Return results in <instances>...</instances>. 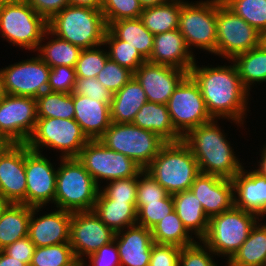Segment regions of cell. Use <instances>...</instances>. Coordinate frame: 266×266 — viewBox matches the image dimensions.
Instances as JSON below:
<instances>
[{
  "instance_id": "cell-8",
  "label": "cell",
  "mask_w": 266,
  "mask_h": 266,
  "mask_svg": "<svg viewBox=\"0 0 266 266\" xmlns=\"http://www.w3.org/2000/svg\"><path fill=\"white\" fill-rule=\"evenodd\" d=\"M110 150L122 153L145 170L166 143L154 132L144 130L132 123L110 126L99 138Z\"/></svg>"
},
{
  "instance_id": "cell-40",
  "label": "cell",
  "mask_w": 266,
  "mask_h": 266,
  "mask_svg": "<svg viewBox=\"0 0 266 266\" xmlns=\"http://www.w3.org/2000/svg\"><path fill=\"white\" fill-rule=\"evenodd\" d=\"M261 34L266 32V0H222Z\"/></svg>"
},
{
  "instance_id": "cell-9",
  "label": "cell",
  "mask_w": 266,
  "mask_h": 266,
  "mask_svg": "<svg viewBox=\"0 0 266 266\" xmlns=\"http://www.w3.org/2000/svg\"><path fill=\"white\" fill-rule=\"evenodd\" d=\"M216 55L233 60L262 44L261 34L236 15L222 0H216Z\"/></svg>"
},
{
  "instance_id": "cell-44",
  "label": "cell",
  "mask_w": 266,
  "mask_h": 266,
  "mask_svg": "<svg viewBox=\"0 0 266 266\" xmlns=\"http://www.w3.org/2000/svg\"><path fill=\"white\" fill-rule=\"evenodd\" d=\"M174 211L172 195L159 202L148 203L137 211V225L152 229L157 223Z\"/></svg>"
},
{
  "instance_id": "cell-12",
  "label": "cell",
  "mask_w": 266,
  "mask_h": 266,
  "mask_svg": "<svg viewBox=\"0 0 266 266\" xmlns=\"http://www.w3.org/2000/svg\"><path fill=\"white\" fill-rule=\"evenodd\" d=\"M100 187L102 179L113 181L136 177L143 169L126 155L110 150L99 139L89 140L77 156ZM101 179V180H99Z\"/></svg>"
},
{
  "instance_id": "cell-61",
  "label": "cell",
  "mask_w": 266,
  "mask_h": 266,
  "mask_svg": "<svg viewBox=\"0 0 266 266\" xmlns=\"http://www.w3.org/2000/svg\"><path fill=\"white\" fill-rule=\"evenodd\" d=\"M26 0H0V5L2 4H8V3H18V2H24Z\"/></svg>"
},
{
  "instance_id": "cell-36",
  "label": "cell",
  "mask_w": 266,
  "mask_h": 266,
  "mask_svg": "<svg viewBox=\"0 0 266 266\" xmlns=\"http://www.w3.org/2000/svg\"><path fill=\"white\" fill-rule=\"evenodd\" d=\"M46 44H39L38 56L50 67H75L82 49L54 35Z\"/></svg>"
},
{
  "instance_id": "cell-20",
  "label": "cell",
  "mask_w": 266,
  "mask_h": 266,
  "mask_svg": "<svg viewBox=\"0 0 266 266\" xmlns=\"http://www.w3.org/2000/svg\"><path fill=\"white\" fill-rule=\"evenodd\" d=\"M42 207H31L28 236L35 247H46L70 241L72 212L58 209L35 217ZM36 218V219H35Z\"/></svg>"
},
{
  "instance_id": "cell-54",
  "label": "cell",
  "mask_w": 266,
  "mask_h": 266,
  "mask_svg": "<svg viewBox=\"0 0 266 266\" xmlns=\"http://www.w3.org/2000/svg\"><path fill=\"white\" fill-rule=\"evenodd\" d=\"M0 266H29V265L13 257H10L3 250H0Z\"/></svg>"
},
{
  "instance_id": "cell-51",
  "label": "cell",
  "mask_w": 266,
  "mask_h": 266,
  "mask_svg": "<svg viewBox=\"0 0 266 266\" xmlns=\"http://www.w3.org/2000/svg\"><path fill=\"white\" fill-rule=\"evenodd\" d=\"M90 266H121L120 256L118 253V248L115 241L102 246L95 253L91 254L89 257ZM85 261L81 266H85ZM87 266V265H86Z\"/></svg>"
},
{
  "instance_id": "cell-34",
  "label": "cell",
  "mask_w": 266,
  "mask_h": 266,
  "mask_svg": "<svg viewBox=\"0 0 266 266\" xmlns=\"http://www.w3.org/2000/svg\"><path fill=\"white\" fill-rule=\"evenodd\" d=\"M243 86L250 92L255 82H266V46L262 43L256 48L237 55L233 60Z\"/></svg>"
},
{
  "instance_id": "cell-15",
  "label": "cell",
  "mask_w": 266,
  "mask_h": 266,
  "mask_svg": "<svg viewBox=\"0 0 266 266\" xmlns=\"http://www.w3.org/2000/svg\"><path fill=\"white\" fill-rule=\"evenodd\" d=\"M51 68L39 57L1 69L5 94L37 98L48 91Z\"/></svg>"
},
{
  "instance_id": "cell-19",
  "label": "cell",
  "mask_w": 266,
  "mask_h": 266,
  "mask_svg": "<svg viewBox=\"0 0 266 266\" xmlns=\"http://www.w3.org/2000/svg\"><path fill=\"white\" fill-rule=\"evenodd\" d=\"M25 144H8L0 152V194L26 205Z\"/></svg>"
},
{
  "instance_id": "cell-29",
  "label": "cell",
  "mask_w": 266,
  "mask_h": 266,
  "mask_svg": "<svg viewBox=\"0 0 266 266\" xmlns=\"http://www.w3.org/2000/svg\"><path fill=\"white\" fill-rule=\"evenodd\" d=\"M93 211L115 233L137 224L136 202H114L110 198H97Z\"/></svg>"
},
{
  "instance_id": "cell-31",
  "label": "cell",
  "mask_w": 266,
  "mask_h": 266,
  "mask_svg": "<svg viewBox=\"0 0 266 266\" xmlns=\"http://www.w3.org/2000/svg\"><path fill=\"white\" fill-rule=\"evenodd\" d=\"M108 29L120 40L128 42L148 60L152 53L154 35L144 26L140 18L111 22Z\"/></svg>"
},
{
  "instance_id": "cell-58",
  "label": "cell",
  "mask_w": 266,
  "mask_h": 266,
  "mask_svg": "<svg viewBox=\"0 0 266 266\" xmlns=\"http://www.w3.org/2000/svg\"><path fill=\"white\" fill-rule=\"evenodd\" d=\"M10 204V202L0 194V216L2 215V212L4 209Z\"/></svg>"
},
{
  "instance_id": "cell-25",
  "label": "cell",
  "mask_w": 266,
  "mask_h": 266,
  "mask_svg": "<svg viewBox=\"0 0 266 266\" xmlns=\"http://www.w3.org/2000/svg\"><path fill=\"white\" fill-rule=\"evenodd\" d=\"M74 120L89 140L99 139L111 124L110 104L73 94Z\"/></svg>"
},
{
  "instance_id": "cell-53",
  "label": "cell",
  "mask_w": 266,
  "mask_h": 266,
  "mask_svg": "<svg viewBox=\"0 0 266 266\" xmlns=\"http://www.w3.org/2000/svg\"><path fill=\"white\" fill-rule=\"evenodd\" d=\"M26 2L47 21L69 5V0H26Z\"/></svg>"
},
{
  "instance_id": "cell-26",
  "label": "cell",
  "mask_w": 266,
  "mask_h": 266,
  "mask_svg": "<svg viewBox=\"0 0 266 266\" xmlns=\"http://www.w3.org/2000/svg\"><path fill=\"white\" fill-rule=\"evenodd\" d=\"M146 102L145 91L133 76L119 91L113 94L110 104L111 122L132 123L136 113Z\"/></svg>"
},
{
  "instance_id": "cell-42",
  "label": "cell",
  "mask_w": 266,
  "mask_h": 266,
  "mask_svg": "<svg viewBox=\"0 0 266 266\" xmlns=\"http://www.w3.org/2000/svg\"><path fill=\"white\" fill-rule=\"evenodd\" d=\"M99 47L101 48V46H96L82 50L75 66L77 78H96L103 69L109 55L107 50L105 52Z\"/></svg>"
},
{
  "instance_id": "cell-59",
  "label": "cell",
  "mask_w": 266,
  "mask_h": 266,
  "mask_svg": "<svg viewBox=\"0 0 266 266\" xmlns=\"http://www.w3.org/2000/svg\"><path fill=\"white\" fill-rule=\"evenodd\" d=\"M5 96L4 88H3V78H2V73L0 69V101L3 99Z\"/></svg>"
},
{
  "instance_id": "cell-6",
  "label": "cell",
  "mask_w": 266,
  "mask_h": 266,
  "mask_svg": "<svg viewBox=\"0 0 266 266\" xmlns=\"http://www.w3.org/2000/svg\"><path fill=\"white\" fill-rule=\"evenodd\" d=\"M258 219L254 213L233 207L209 219L207 233L201 241L215 255L229 260L246 241Z\"/></svg>"
},
{
  "instance_id": "cell-28",
  "label": "cell",
  "mask_w": 266,
  "mask_h": 266,
  "mask_svg": "<svg viewBox=\"0 0 266 266\" xmlns=\"http://www.w3.org/2000/svg\"><path fill=\"white\" fill-rule=\"evenodd\" d=\"M174 210L189 233H194L201 240L207 233L209 218L202 204L191 192L185 190L172 195Z\"/></svg>"
},
{
  "instance_id": "cell-41",
  "label": "cell",
  "mask_w": 266,
  "mask_h": 266,
  "mask_svg": "<svg viewBox=\"0 0 266 266\" xmlns=\"http://www.w3.org/2000/svg\"><path fill=\"white\" fill-rule=\"evenodd\" d=\"M101 11L108 26L118 20L140 18L143 7L139 0H103Z\"/></svg>"
},
{
  "instance_id": "cell-32",
  "label": "cell",
  "mask_w": 266,
  "mask_h": 266,
  "mask_svg": "<svg viewBox=\"0 0 266 266\" xmlns=\"http://www.w3.org/2000/svg\"><path fill=\"white\" fill-rule=\"evenodd\" d=\"M266 262V223L251 230L240 249L227 260L228 266H264Z\"/></svg>"
},
{
  "instance_id": "cell-62",
  "label": "cell",
  "mask_w": 266,
  "mask_h": 266,
  "mask_svg": "<svg viewBox=\"0 0 266 266\" xmlns=\"http://www.w3.org/2000/svg\"><path fill=\"white\" fill-rule=\"evenodd\" d=\"M262 43L266 46V32L263 34Z\"/></svg>"
},
{
  "instance_id": "cell-4",
  "label": "cell",
  "mask_w": 266,
  "mask_h": 266,
  "mask_svg": "<svg viewBox=\"0 0 266 266\" xmlns=\"http://www.w3.org/2000/svg\"><path fill=\"white\" fill-rule=\"evenodd\" d=\"M145 170L170 195L190 190L200 174L197 160L183 140L166 142Z\"/></svg>"
},
{
  "instance_id": "cell-27",
  "label": "cell",
  "mask_w": 266,
  "mask_h": 266,
  "mask_svg": "<svg viewBox=\"0 0 266 266\" xmlns=\"http://www.w3.org/2000/svg\"><path fill=\"white\" fill-rule=\"evenodd\" d=\"M132 124L156 133L166 142H176L183 139L172 124L166 104L147 101L136 113Z\"/></svg>"
},
{
  "instance_id": "cell-57",
  "label": "cell",
  "mask_w": 266,
  "mask_h": 266,
  "mask_svg": "<svg viewBox=\"0 0 266 266\" xmlns=\"http://www.w3.org/2000/svg\"><path fill=\"white\" fill-rule=\"evenodd\" d=\"M171 0H139L141 6L144 8L154 7L157 5L165 4Z\"/></svg>"
},
{
  "instance_id": "cell-2",
  "label": "cell",
  "mask_w": 266,
  "mask_h": 266,
  "mask_svg": "<svg viewBox=\"0 0 266 266\" xmlns=\"http://www.w3.org/2000/svg\"><path fill=\"white\" fill-rule=\"evenodd\" d=\"M217 120L191 129L183 141L197 160L200 173L232 179L243 168Z\"/></svg>"
},
{
  "instance_id": "cell-55",
  "label": "cell",
  "mask_w": 266,
  "mask_h": 266,
  "mask_svg": "<svg viewBox=\"0 0 266 266\" xmlns=\"http://www.w3.org/2000/svg\"><path fill=\"white\" fill-rule=\"evenodd\" d=\"M103 0H69V5L86 6L101 9Z\"/></svg>"
},
{
  "instance_id": "cell-3",
  "label": "cell",
  "mask_w": 266,
  "mask_h": 266,
  "mask_svg": "<svg viewBox=\"0 0 266 266\" xmlns=\"http://www.w3.org/2000/svg\"><path fill=\"white\" fill-rule=\"evenodd\" d=\"M107 24L101 9L68 5L48 21L49 34L83 49L103 45Z\"/></svg>"
},
{
  "instance_id": "cell-49",
  "label": "cell",
  "mask_w": 266,
  "mask_h": 266,
  "mask_svg": "<svg viewBox=\"0 0 266 266\" xmlns=\"http://www.w3.org/2000/svg\"><path fill=\"white\" fill-rule=\"evenodd\" d=\"M76 80L75 67H53L49 73L48 91L72 93Z\"/></svg>"
},
{
  "instance_id": "cell-50",
  "label": "cell",
  "mask_w": 266,
  "mask_h": 266,
  "mask_svg": "<svg viewBox=\"0 0 266 266\" xmlns=\"http://www.w3.org/2000/svg\"><path fill=\"white\" fill-rule=\"evenodd\" d=\"M181 247L175 245H152L149 266H179Z\"/></svg>"
},
{
  "instance_id": "cell-16",
  "label": "cell",
  "mask_w": 266,
  "mask_h": 266,
  "mask_svg": "<svg viewBox=\"0 0 266 266\" xmlns=\"http://www.w3.org/2000/svg\"><path fill=\"white\" fill-rule=\"evenodd\" d=\"M115 234L93 210L72 212L69 243L80 264L84 262L83 256L89 257L102 246L114 241Z\"/></svg>"
},
{
  "instance_id": "cell-5",
  "label": "cell",
  "mask_w": 266,
  "mask_h": 266,
  "mask_svg": "<svg viewBox=\"0 0 266 266\" xmlns=\"http://www.w3.org/2000/svg\"><path fill=\"white\" fill-rule=\"evenodd\" d=\"M60 159L55 194L57 209L70 212L93 210L99 186L77 157Z\"/></svg>"
},
{
  "instance_id": "cell-39",
  "label": "cell",
  "mask_w": 266,
  "mask_h": 266,
  "mask_svg": "<svg viewBox=\"0 0 266 266\" xmlns=\"http://www.w3.org/2000/svg\"><path fill=\"white\" fill-rule=\"evenodd\" d=\"M109 45V58L133 73L147 60L136 48L128 45V42L118 39L108 28L105 33L103 45Z\"/></svg>"
},
{
  "instance_id": "cell-52",
  "label": "cell",
  "mask_w": 266,
  "mask_h": 266,
  "mask_svg": "<svg viewBox=\"0 0 266 266\" xmlns=\"http://www.w3.org/2000/svg\"><path fill=\"white\" fill-rule=\"evenodd\" d=\"M7 255L30 265L35 245L25 236L2 249Z\"/></svg>"
},
{
  "instance_id": "cell-23",
  "label": "cell",
  "mask_w": 266,
  "mask_h": 266,
  "mask_svg": "<svg viewBox=\"0 0 266 266\" xmlns=\"http://www.w3.org/2000/svg\"><path fill=\"white\" fill-rule=\"evenodd\" d=\"M234 207L264 217L266 215V177L244 167L232 179ZM237 193V196H236Z\"/></svg>"
},
{
  "instance_id": "cell-14",
  "label": "cell",
  "mask_w": 266,
  "mask_h": 266,
  "mask_svg": "<svg viewBox=\"0 0 266 266\" xmlns=\"http://www.w3.org/2000/svg\"><path fill=\"white\" fill-rule=\"evenodd\" d=\"M37 119L36 98L5 94L0 101V135L10 144H26Z\"/></svg>"
},
{
  "instance_id": "cell-17",
  "label": "cell",
  "mask_w": 266,
  "mask_h": 266,
  "mask_svg": "<svg viewBox=\"0 0 266 266\" xmlns=\"http://www.w3.org/2000/svg\"><path fill=\"white\" fill-rule=\"evenodd\" d=\"M26 205L43 207L55 204L57 170L42 153L30 150L25 144Z\"/></svg>"
},
{
  "instance_id": "cell-45",
  "label": "cell",
  "mask_w": 266,
  "mask_h": 266,
  "mask_svg": "<svg viewBox=\"0 0 266 266\" xmlns=\"http://www.w3.org/2000/svg\"><path fill=\"white\" fill-rule=\"evenodd\" d=\"M107 183L109 184L104 189L100 188L97 198H110L114 202H136L138 175Z\"/></svg>"
},
{
  "instance_id": "cell-30",
  "label": "cell",
  "mask_w": 266,
  "mask_h": 266,
  "mask_svg": "<svg viewBox=\"0 0 266 266\" xmlns=\"http://www.w3.org/2000/svg\"><path fill=\"white\" fill-rule=\"evenodd\" d=\"M31 206L10 203L0 216V250L28 236Z\"/></svg>"
},
{
  "instance_id": "cell-21",
  "label": "cell",
  "mask_w": 266,
  "mask_h": 266,
  "mask_svg": "<svg viewBox=\"0 0 266 266\" xmlns=\"http://www.w3.org/2000/svg\"><path fill=\"white\" fill-rule=\"evenodd\" d=\"M210 219L234 207L232 180L200 173L190 187Z\"/></svg>"
},
{
  "instance_id": "cell-7",
  "label": "cell",
  "mask_w": 266,
  "mask_h": 266,
  "mask_svg": "<svg viewBox=\"0 0 266 266\" xmlns=\"http://www.w3.org/2000/svg\"><path fill=\"white\" fill-rule=\"evenodd\" d=\"M0 32L12 45L37 51L49 35L48 21L26 1L0 5Z\"/></svg>"
},
{
  "instance_id": "cell-11",
  "label": "cell",
  "mask_w": 266,
  "mask_h": 266,
  "mask_svg": "<svg viewBox=\"0 0 266 266\" xmlns=\"http://www.w3.org/2000/svg\"><path fill=\"white\" fill-rule=\"evenodd\" d=\"M188 3L181 0L178 31L189 50L192 46L216 54V0Z\"/></svg>"
},
{
  "instance_id": "cell-46",
  "label": "cell",
  "mask_w": 266,
  "mask_h": 266,
  "mask_svg": "<svg viewBox=\"0 0 266 266\" xmlns=\"http://www.w3.org/2000/svg\"><path fill=\"white\" fill-rule=\"evenodd\" d=\"M133 76L134 73L131 70L108 58L103 69L97 74L96 79L114 94Z\"/></svg>"
},
{
  "instance_id": "cell-1",
  "label": "cell",
  "mask_w": 266,
  "mask_h": 266,
  "mask_svg": "<svg viewBox=\"0 0 266 266\" xmlns=\"http://www.w3.org/2000/svg\"><path fill=\"white\" fill-rule=\"evenodd\" d=\"M189 74L198 83L207 112L212 119H230L244 124L250 92L243 86L236 65L197 67L192 65Z\"/></svg>"
},
{
  "instance_id": "cell-60",
  "label": "cell",
  "mask_w": 266,
  "mask_h": 266,
  "mask_svg": "<svg viewBox=\"0 0 266 266\" xmlns=\"http://www.w3.org/2000/svg\"><path fill=\"white\" fill-rule=\"evenodd\" d=\"M9 143L0 135V152L8 145Z\"/></svg>"
},
{
  "instance_id": "cell-13",
  "label": "cell",
  "mask_w": 266,
  "mask_h": 266,
  "mask_svg": "<svg viewBox=\"0 0 266 266\" xmlns=\"http://www.w3.org/2000/svg\"><path fill=\"white\" fill-rule=\"evenodd\" d=\"M175 130L184 137L191 129L212 120L198 83L188 74L167 102Z\"/></svg>"
},
{
  "instance_id": "cell-48",
  "label": "cell",
  "mask_w": 266,
  "mask_h": 266,
  "mask_svg": "<svg viewBox=\"0 0 266 266\" xmlns=\"http://www.w3.org/2000/svg\"><path fill=\"white\" fill-rule=\"evenodd\" d=\"M72 94H79L99 102L111 104L113 93L96 78H77Z\"/></svg>"
},
{
  "instance_id": "cell-24",
  "label": "cell",
  "mask_w": 266,
  "mask_h": 266,
  "mask_svg": "<svg viewBox=\"0 0 266 266\" xmlns=\"http://www.w3.org/2000/svg\"><path fill=\"white\" fill-rule=\"evenodd\" d=\"M193 52L186 45L178 29L154 35L151 63L168 65L190 72L196 62Z\"/></svg>"
},
{
  "instance_id": "cell-37",
  "label": "cell",
  "mask_w": 266,
  "mask_h": 266,
  "mask_svg": "<svg viewBox=\"0 0 266 266\" xmlns=\"http://www.w3.org/2000/svg\"><path fill=\"white\" fill-rule=\"evenodd\" d=\"M37 118L74 119L73 94L45 91L36 98Z\"/></svg>"
},
{
  "instance_id": "cell-10",
  "label": "cell",
  "mask_w": 266,
  "mask_h": 266,
  "mask_svg": "<svg viewBox=\"0 0 266 266\" xmlns=\"http://www.w3.org/2000/svg\"><path fill=\"white\" fill-rule=\"evenodd\" d=\"M89 141L74 119L38 118L26 143L30 150L41 153L40 147L60 150L62 158L77 157Z\"/></svg>"
},
{
  "instance_id": "cell-43",
  "label": "cell",
  "mask_w": 266,
  "mask_h": 266,
  "mask_svg": "<svg viewBox=\"0 0 266 266\" xmlns=\"http://www.w3.org/2000/svg\"><path fill=\"white\" fill-rule=\"evenodd\" d=\"M142 177V178H140ZM169 193L146 171L138 174L136 210L148 203L159 202Z\"/></svg>"
},
{
  "instance_id": "cell-33",
  "label": "cell",
  "mask_w": 266,
  "mask_h": 266,
  "mask_svg": "<svg viewBox=\"0 0 266 266\" xmlns=\"http://www.w3.org/2000/svg\"><path fill=\"white\" fill-rule=\"evenodd\" d=\"M181 0H171L165 4L144 8L140 19L153 34L178 29Z\"/></svg>"
},
{
  "instance_id": "cell-18",
  "label": "cell",
  "mask_w": 266,
  "mask_h": 266,
  "mask_svg": "<svg viewBox=\"0 0 266 266\" xmlns=\"http://www.w3.org/2000/svg\"><path fill=\"white\" fill-rule=\"evenodd\" d=\"M188 74L186 70L146 61L137 68L134 77L145 91L148 102L167 104Z\"/></svg>"
},
{
  "instance_id": "cell-22",
  "label": "cell",
  "mask_w": 266,
  "mask_h": 266,
  "mask_svg": "<svg viewBox=\"0 0 266 266\" xmlns=\"http://www.w3.org/2000/svg\"><path fill=\"white\" fill-rule=\"evenodd\" d=\"M116 232L114 241L118 248L121 266H149L151 258V230L140 225Z\"/></svg>"
},
{
  "instance_id": "cell-35",
  "label": "cell",
  "mask_w": 266,
  "mask_h": 266,
  "mask_svg": "<svg viewBox=\"0 0 266 266\" xmlns=\"http://www.w3.org/2000/svg\"><path fill=\"white\" fill-rule=\"evenodd\" d=\"M151 234L154 243L175 245L181 248L196 241L183 226L175 210L157 223L151 229Z\"/></svg>"
},
{
  "instance_id": "cell-56",
  "label": "cell",
  "mask_w": 266,
  "mask_h": 266,
  "mask_svg": "<svg viewBox=\"0 0 266 266\" xmlns=\"http://www.w3.org/2000/svg\"><path fill=\"white\" fill-rule=\"evenodd\" d=\"M255 170L262 176L266 177V145L263 147L259 167Z\"/></svg>"
},
{
  "instance_id": "cell-38",
  "label": "cell",
  "mask_w": 266,
  "mask_h": 266,
  "mask_svg": "<svg viewBox=\"0 0 266 266\" xmlns=\"http://www.w3.org/2000/svg\"><path fill=\"white\" fill-rule=\"evenodd\" d=\"M70 243L35 247L29 266H80Z\"/></svg>"
},
{
  "instance_id": "cell-47",
  "label": "cell",
  "mask_w": 266,
  "mask_h": 266,
  "mask_svg": "<svg viewBox=\"0 0 266 266\" xmlns=\"http://www.w3.org/2000/svg\"><path fill=\"white\" fill-rule=\"evenodd\" d=\"M199 241L200 243L195 241L193 244L181 248L179 266H217L212 259L213 251L201 240Z\"/></svg>"
}]
</instances>
